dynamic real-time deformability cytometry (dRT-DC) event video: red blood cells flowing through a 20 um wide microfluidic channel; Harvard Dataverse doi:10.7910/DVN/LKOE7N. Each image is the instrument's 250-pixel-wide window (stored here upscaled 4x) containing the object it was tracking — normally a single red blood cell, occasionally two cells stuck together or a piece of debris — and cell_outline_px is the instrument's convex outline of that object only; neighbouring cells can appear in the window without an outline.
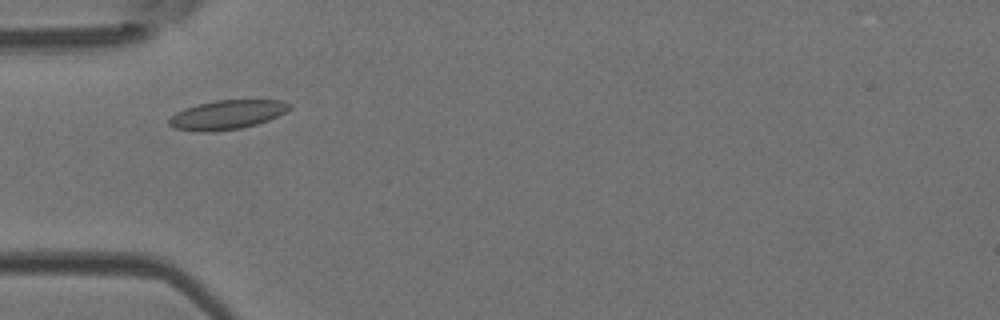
{"species": "Egyptian fruit bat (a non-hibernating species)", "species_latin": "Rousettus aegyptiacus", "temperature_condition": "room temperature", "stored_images_in_passage": 44, "camera_frame_rate_fps": 3000, "um_per_image_px": 0.085, "animal": {"sex": "female"}, "frame": {"image": 1, "passage_image": 9, "time_ms": 2.667, "image_size_px": [1000, 320], "cell_outline_px": [[292, 108], [268, 120], [256, 124], [240, 128], [208, 132], [200, 132], [176, 128], [168, 124], [168, 120], [176, 112], [184, 108], [216, 100], [284, 100], [292, 104]], "centroid_in_image_um": [19.32, 9.74], "position_along_channel_um": 65.7, "area_um2": 20.29}}
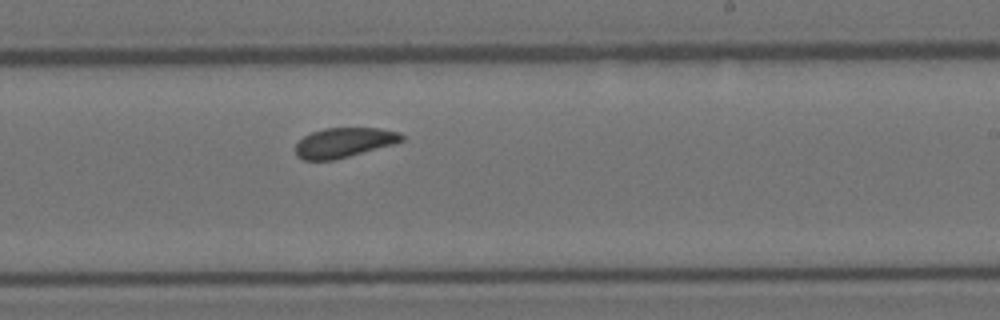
{"frame": {"image": 2, "passage_image": 24, "time_ms": 7.667, "image_size_px": [1000, 320], "cell_outline_px": [[404, 140], [392, 144], [348, 156], [332, 160], [304, 160], [296, 156], [296, 144], [304, 136], [312, 132], [324, 128], [380, 128], [400, 132], [404, 136]], "centroid_in_image_um": [29.23, 12.11], "position_along_channel_um": 259.8, "area_um2": 18.21}}
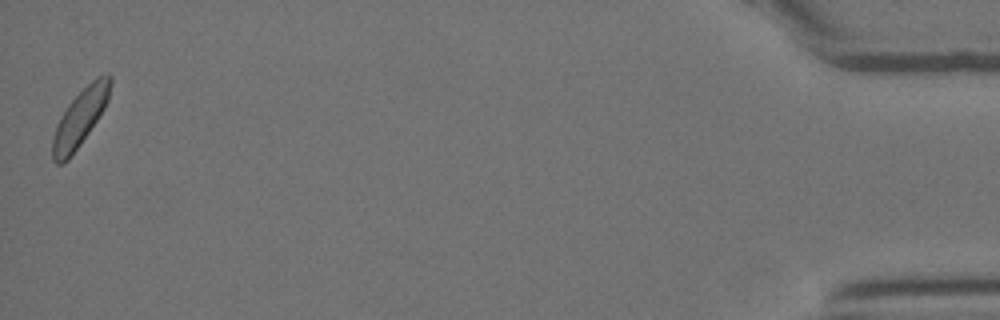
{"frame": {"image": 3, "passage_image": 44, "time_ms": 14.333, "image_size_px": [1000, 320], "cell_outline_px": [[112, 84], [108, 100], [104, 108], [80, 144], [68, 160], [64, 164], [56, 164], [52, 160], [52, 136], [56, 124], [60, 116], [68, 104], [96, 76], [108, 72], [112, 76]], "centroid_in_image_um": [6.79, 10.0], "position_along_channel_um": 428.4, "area_um2": 19.19}, "authors_computed_cell_mechanics": {"area_um2": 19.1029, "velocity_mm_per_s": 3.9023, "shape_relaxation_time_tau1_ms": 3.3172, "shape_relaxation_time_tau2_ms": 4.1462, "deformation_change_tau1": 0.0582, "deformation_change_tau2": 0.072}}